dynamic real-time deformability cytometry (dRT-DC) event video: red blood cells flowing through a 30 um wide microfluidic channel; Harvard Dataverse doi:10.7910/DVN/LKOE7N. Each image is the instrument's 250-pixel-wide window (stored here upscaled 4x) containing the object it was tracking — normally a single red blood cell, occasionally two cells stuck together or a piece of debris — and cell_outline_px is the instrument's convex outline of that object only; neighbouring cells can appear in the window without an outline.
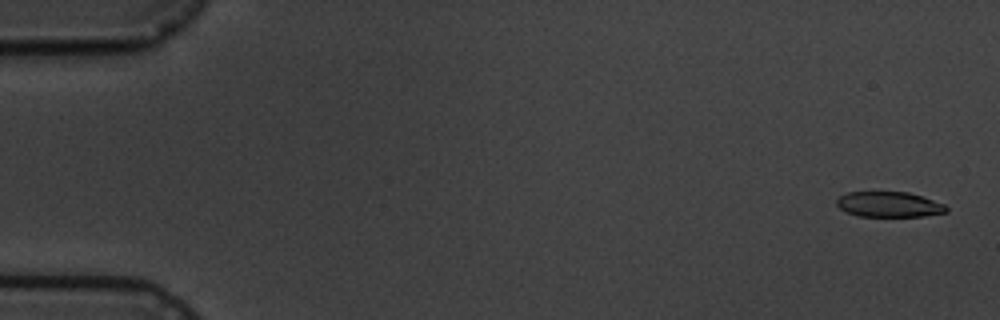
{"species": "common noctule bat (a hibernating species)", "species_latin": "Nyctalus noctula", "temperature_condition": "cold", "stored_images_in_passage": 6, "camera_frame_rate_fps": 3000, "um_per_image_px": 0.085, "animal": {"sex": "male", "body_mass_g": 19.5, "forearm_length_mm": 54.6}, "frame": {"image": 1, "passage_image": 1, "time_ms": 0.0, "image_size_px": [1000, 320], "cell_outline_px": [[948, 212], [924, 216], [860, 216], [848, 212], [840, 208], [836, 204], [836, 200], [840, 196], [848, 192], [908, 192], [944, 204], [948, 208]], "centroid_in_image_um": [75.57, 17.38], "position_along_channel_um": 9.4, "area_um2": 16.01}}
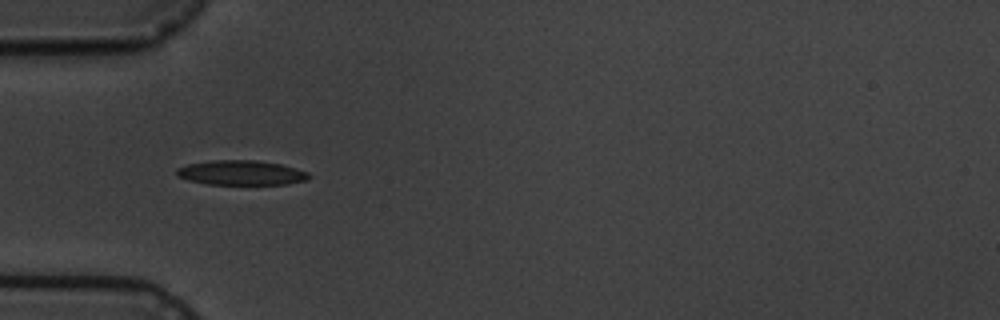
{"frame": {"image": 2, "passage_image": 5, "time_ms": 5.333, "image_size_px": [1000, 320], "cell_outline_px": [[312, 176], [308, 180], [288, 184], [208, 184], [188, 180], [176, 176], [176, 168], [188, 164], [216, 160], [256, 160], [280, 164], [308, 172]], "centroid_in_image_um": [20.51, 14.69], "position_along_channel_um": 64.5, "area_um2": 19.02}}
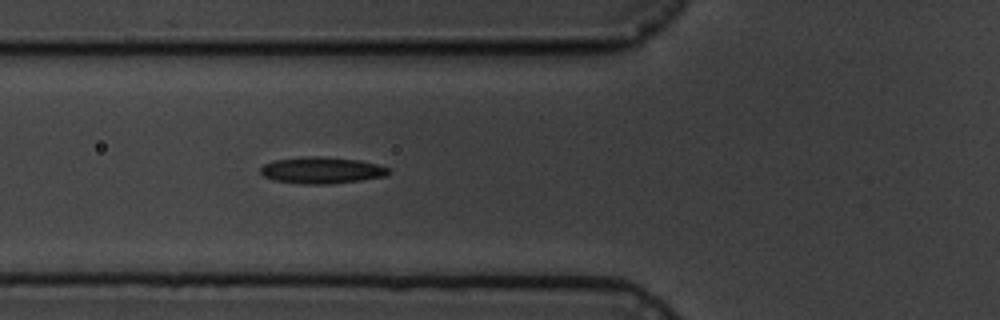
{"frame": {"image": 3, "passage_image": 6, "time_ms": 6.333, "image_size_px": [1000, 320], "cell_outline_px": [[392, 172], [384, 176], [360, 180], [328, 184], [300, 184], [272, 180], [264, 176], [260, 172], [260, 168], [264, 164], [272, 160], [304, 156], [320, 156], [360, 160], [392, 168]], "centroid_in_image_um": [27.33, 14.47], "position_along_channel_um": 98.5, "area_um2": 20.06}}